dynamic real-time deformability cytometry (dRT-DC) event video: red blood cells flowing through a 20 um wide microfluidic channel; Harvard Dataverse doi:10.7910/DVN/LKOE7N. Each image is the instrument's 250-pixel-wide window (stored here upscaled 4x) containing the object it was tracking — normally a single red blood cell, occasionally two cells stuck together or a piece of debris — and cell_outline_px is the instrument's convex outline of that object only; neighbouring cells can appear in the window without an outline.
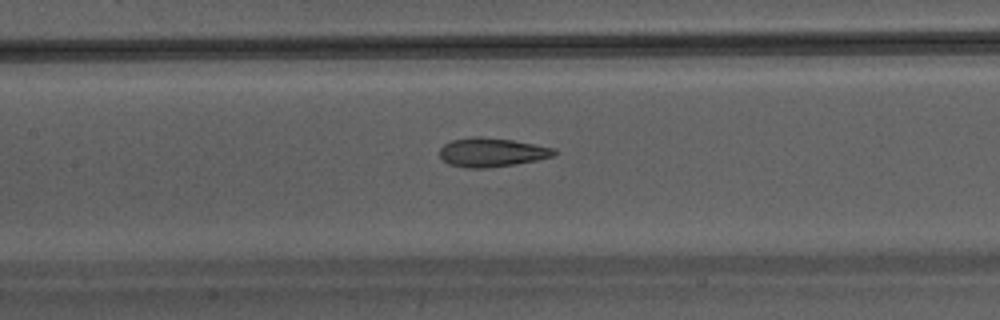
{"species": "Egyptian fruit bat (a non-hibernating species)", "species_latin": "Rousettus aegyptiacus", "temperature_condition": "warm", "stored_images_in_passage": 41, "camera_frame_rate_fps": 3000, "um_per_image_px": 0.085, "animal": {"sex": "male"}, "frame": {"image": 1, "passage_image": 18, "time_ms": 5.667, "image_size_px": [1000, 320], "cell_outline_px": [[560, 152], [552, 156], [536, 160], [512, 164], [484, 168], [468, 168], [448, 164], [440, 156], [440, 148], [444, 144], [452, 140], [472, 136], [480, 136], [512, 140], [556, 148]], "centroid_in_image_um": [41.8, 12.93], "position_along_channel_um": 165.6, "area_um2": 19.25}}
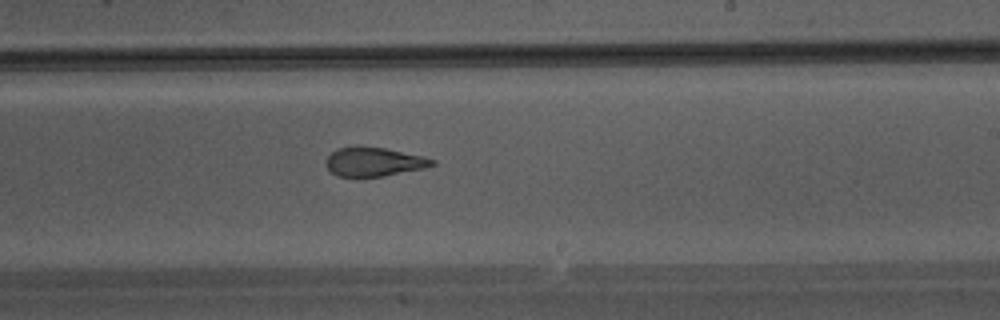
{"frame": {"image": 2, "passage_image": 24, "time_ms": 7.667, "image_size_px": [1000, 320], "cell_outline_px": [[436, 164], [424, 168], [384, 176], [336, 176], [328, 168], [328, 156], [336, 148], [356, 144], [384, 148], [420, 156], [436, 160]], "centroid_in_image_um": [31.76, 13.73], "position_along_channel_um": 257.2, "area_um2": 17.86}}